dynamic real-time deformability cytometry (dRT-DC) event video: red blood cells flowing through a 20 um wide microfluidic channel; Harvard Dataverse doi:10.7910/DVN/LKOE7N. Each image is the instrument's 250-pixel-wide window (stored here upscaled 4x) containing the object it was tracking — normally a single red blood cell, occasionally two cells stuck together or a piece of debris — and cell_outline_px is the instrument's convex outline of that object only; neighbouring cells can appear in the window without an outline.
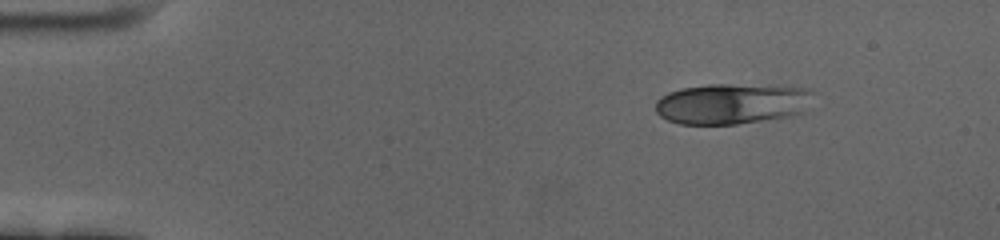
{"species": "human", "species_latin": "Homo sapiens", "temperature_condition": "cold", "stored_images_in_passage": 52, "camera_frame_rate_fps": 3000, "um_per_image_px": 0.085, "donor": {"sex": "female"}, "frame": {"image": 1, "passage_image": 1, "time_ms": 0.0, "image_size_px": [1000, 240], "cell_outline_px": [[812, 92], [800, 112], [792, 116], [736, 124], [680, 124], [668, 120], [660, 116], [656, 112], [656, 100], [660, 96], [668, 92], [680, 88], [708, 84], [724, 84], [812, 88]], "centroid_in_image_um": [62.11, 8.81], "position_along_channel_um": 22.9, "area_um2": 36.99}}
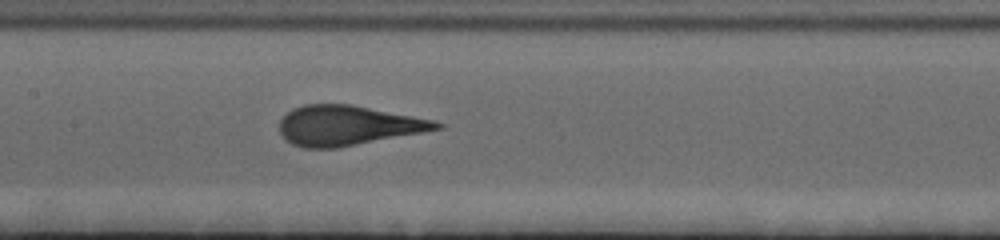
{"frame": {"image": 2, "passage_image": 22, "time_ms": 7.0, "image_size_px": [1000, 240], "cell_outline_px": [[444, 128], [424, 132], [336, 148], [304, 148], [292, 144], [284, 140], [280, 132], [280, 120], [292, 108], [304, 104], [352, 104], [436, 120], [444, 124]], "centroid_in_image_um": [29.57, 10.66], "position_along_channel_um": 177.8, "area_um2": 36.65}}
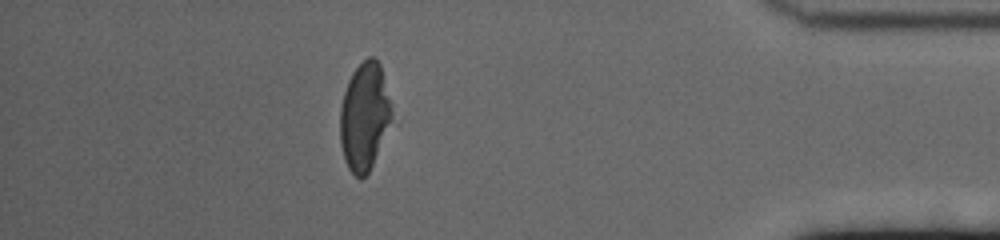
{"frame": {"image": 3, "passage_image": 45, "time_ms": 14.667, "image_size_px": [1000, 240], "cell_outline_px": [[392, 116], [372, 164], [368, 172], [360, 180], [348, 168], [344, 160], [340, 144], [340, 108], [344, 92], [348, 80], [352, 72], [368, 56], [372, 56], [380, 64], [392, 112]], "centroid_in_image_um": [30.93, 9.9], "position_along_channel_um": 404.3, "area_um2": 31.79}, "authors_computed_cell_mechanics": {"area_um2": 36.4429, "velocity_mm_per_s": 3.4525, "shape_relaxation_time_tau1_ms": 3.9802, "shape_relaxation_time_tau2_ms": null, "deformation_change_tau1": 0.1585, "deformation_change_tau2": null}}